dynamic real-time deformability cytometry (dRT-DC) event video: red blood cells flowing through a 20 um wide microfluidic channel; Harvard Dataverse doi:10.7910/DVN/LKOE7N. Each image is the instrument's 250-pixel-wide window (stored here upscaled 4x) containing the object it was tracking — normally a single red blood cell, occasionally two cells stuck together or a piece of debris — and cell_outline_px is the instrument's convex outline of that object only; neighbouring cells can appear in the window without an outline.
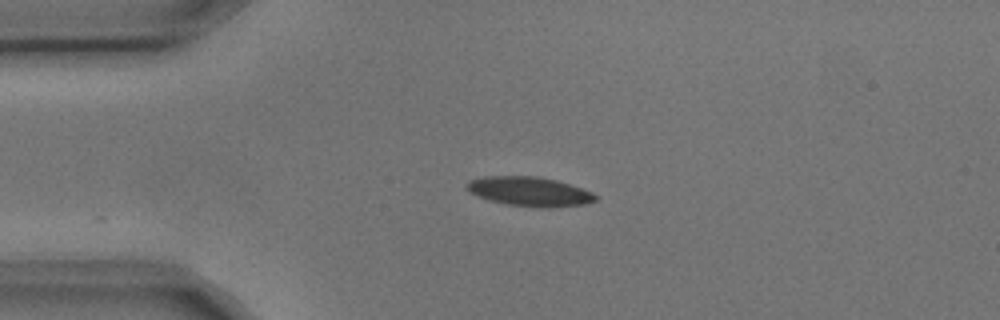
{"species": "common noctule bat (a hibernating species)", "species_latin": "Nyctalus noctula", "temperature_condition": "cold", "stored_images_in_passage": 2, "camera_frame_rate_fps": 3000, "um_per_image_px": 0.085, "animal": {"sex": "male", "body_mass_g": 17.9, "forearm_length_mm": 54.2}, "frame": {"image": 1, "passage_image": 2, "time_ms": 0.333, "image_size_px": [1000, 320], "cell_outline_px": [[600, 196], [596, 200], [588, 204], [548, 208], [540, 208], [508, 204], [488, 200], [468, 192], [464, 188], [464, 184], [468, 180], [484, 176], [536, 176], [556, 180], [592, 192]], "centroid_in_image_um": [44.98, 16.28], "position_along_channel_um": 40.0, "area_um2": 22.31}}